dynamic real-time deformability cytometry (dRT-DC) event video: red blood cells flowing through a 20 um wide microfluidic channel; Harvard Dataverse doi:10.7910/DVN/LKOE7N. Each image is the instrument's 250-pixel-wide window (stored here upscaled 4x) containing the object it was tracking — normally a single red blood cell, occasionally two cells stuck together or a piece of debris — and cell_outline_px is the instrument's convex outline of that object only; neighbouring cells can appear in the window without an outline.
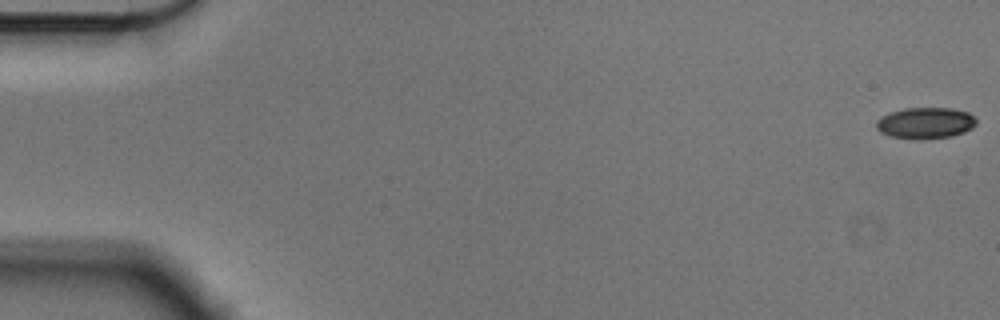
{"species": "Egyptian fruit bat (a non-hibernating species)", "species_latin": "Rousettus aegyptiacus", "temperature_condition": "cold", "stored_images_in_passage": 57, "camera_frame_rate_fps": 3000, "um_per_image_px": 0.085, "animal": {"sex": "male"}, "frame": {"image": 1, "passage_image": 1, "time_ms": 0.0, "image_size_px": [1000, 320], "cell_outline_px": [[976, 124], [972, 128], [964, 132], [952, 136], [920, 140], [916, 140], [892, 136], [880, 132], [876, 128], [876, 120], [892, 112], [904, 108], [952, 108], [968, 112], [976, 120]], "centroid_in_image_um": [78.67, 10.46], "position_along_channel_um": 6.3, "area_um2": 18.21}}
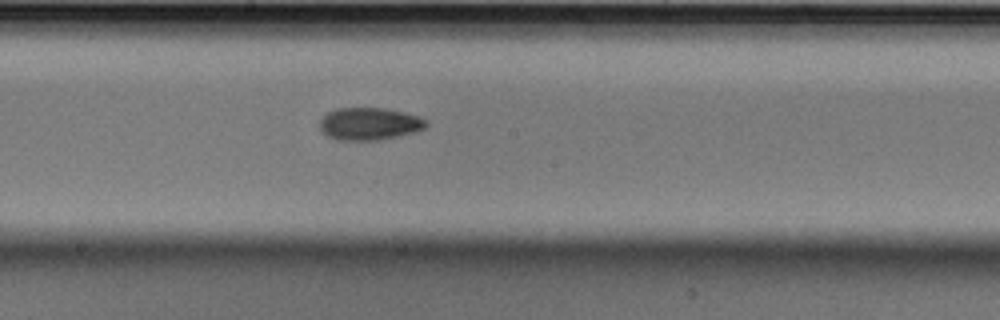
{"frame": {"image": 2, "passage_image": 31, "time_ms": 10.0, "image_size_px": [1000, 320], "cell_outline_px": [[428, 124], [424, 128], [416, 132], [376, 140], [336, 140], [328, 136], [320, 128], [320, 120], [328, 112], [336, 108], [388, 108], [420, 116], [428, 120]], "centroid_in_image_um": [31.43, 10.51], "position_along_channel_um": 216.8, "area_um2": 20.17}}
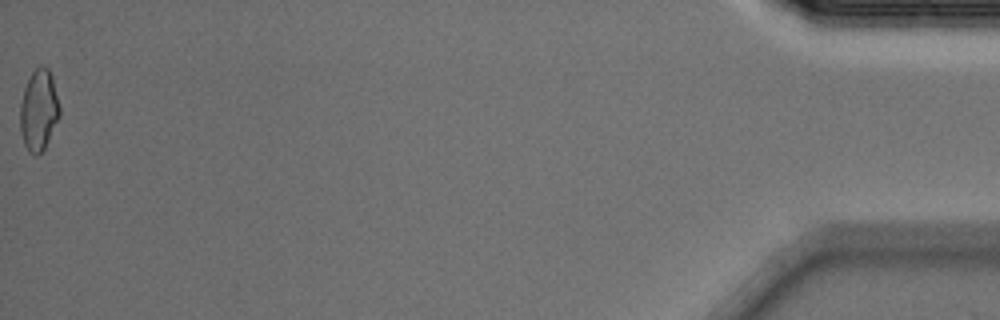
{"frame": {"image": 3, "passage_image": 57, "time_ms": 18.667, "image_size_px": [1000, 320], "cell_outline_px": [[60, 116], [44, 148], [36, 156], [28, 152], [24, 144], [20, 132], [20, 104], [24, 88], [32, 72], [40, 64], [44, 64], [48, 68], [52, 76], [60, 108]], "centroid_in_image_um": [3.29, 9.35], "position_along_channel_um": 431.9, "area_um2": 18.73}, "authors_computed_cell_mechanics": {"area_um2": 18.9006, "velocity_mm_per_s": 3.5857, "shape_relaxation_time_tau1_ms": 4.1008, "shape_relaxation_time_tau2_ms": null, "deformation_change_tau1": 0.0946, "deformation_change_tau2": null}}